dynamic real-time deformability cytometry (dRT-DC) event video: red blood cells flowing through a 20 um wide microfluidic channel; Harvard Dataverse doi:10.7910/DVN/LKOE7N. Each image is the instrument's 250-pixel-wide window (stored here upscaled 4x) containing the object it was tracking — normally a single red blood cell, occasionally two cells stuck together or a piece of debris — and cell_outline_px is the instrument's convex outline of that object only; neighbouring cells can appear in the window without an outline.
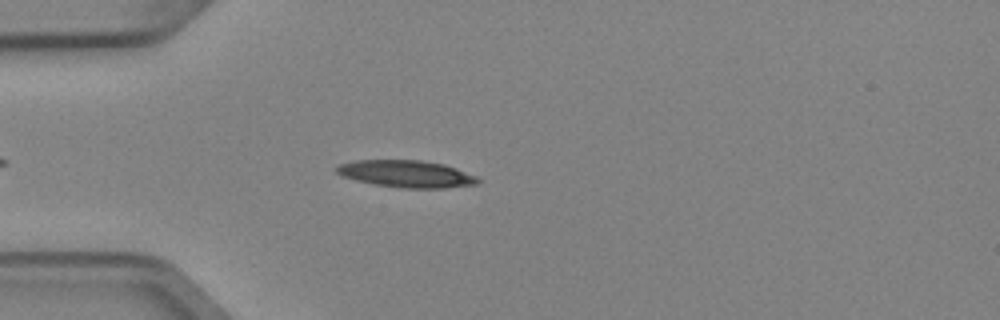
{"species": "Egyptian fruit bat (a non-hibernating species)", "species_latin": "Rousettus aegyptiacus", "temperature_condition": "cold", "stored_images_in_passage": 41, "camera_frame_rate_fps": 3000, "um_per_image_px": 0.085, "animal": {"sex": "female"}, "frame": {"image": 1, "passage_image": 7, "time_ms": 2.0, "image_size_px": [1000, 320], "cell_outline_px": [[480, 180], [476, 184], [444, 188], [400, 188], [376, 184], [356, 180], [344, 176], [336, 172], [336, 168], [340, 164], [356, 160], [420, 160], [444, 164], [456, 168], [476, 176]], "centroid_in_image_um": [34.56, 14.77], "position_along_channel_um": 50.4, "area_um2": 22.08}}
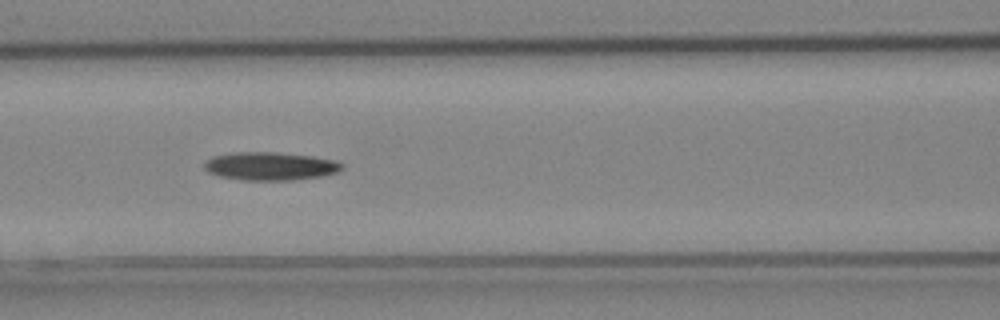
{"frame": {"image": 2, "passage_image": 15, "time_ms": 4.667, "image_size_px": [1000, 320], "cell_outline_px": [[344, 168], [340, 172], [324, 176], [296, 180], [240, 180], [220, 176], [208, 172], [204, 168], [204, 160], [212, 156], [232, 152], [276, 152], [312, 156], [336, 160], [344, 164]], "centroid_in_image_um": [23.0, 14.12], "position_along_channel_um": 143.6, "area_um2": 23.06}}
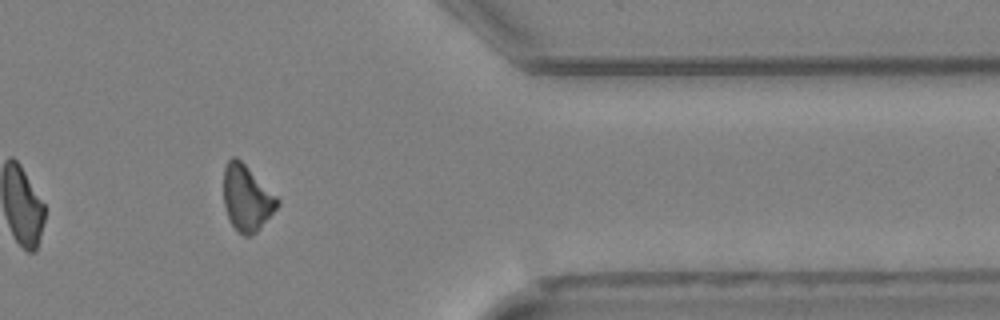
{"frame": {"image": 3, "passage_image": 35, "time_ms": 11.333, "image_size_px": [1000, 320], "cell_outline_px": [[280, 204], [260, 228], [252, 236], [244, 236], [236, 232], [224, 208], [224, 168], [228, 160], [232, 156], [236, 156], [280, 200]], "centroid_in_image_um": [20.96, 16.86], "position_along_channel_um": 390.4, "area_um2": 20.46}}